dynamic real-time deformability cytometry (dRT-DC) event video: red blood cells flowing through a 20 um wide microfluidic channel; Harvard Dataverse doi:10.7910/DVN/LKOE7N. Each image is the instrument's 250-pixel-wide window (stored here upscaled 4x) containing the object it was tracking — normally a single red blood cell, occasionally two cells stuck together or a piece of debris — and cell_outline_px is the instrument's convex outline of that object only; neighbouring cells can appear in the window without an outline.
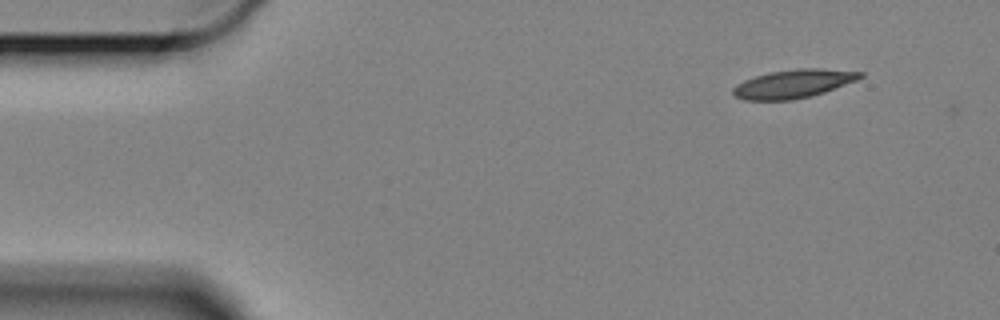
{"species": "Egyptian fruit bat (a non-hibernating species)", "species_latin": "Rousettus aegyptiacus", "temperature_condition": "cold", "stored_images_in_passage": 3, "camera_frame_rate_fps": 3000, "um_per_image_px": 0.085, "animal": {"sex": "female"}, "frame": {"image": 1, "passage_image": 1, "time_ms": 0.0, "image_size_px": [1000, 320], "cell_outline_px": [[864, 76], [856, 80], [824, 92], [812, 96], [792, 100], [744, 100], [736, 96], [732, 92], [732, 88], [736, 84], [744, 80], [768, 72], [796, 68], [820, 68], [864, 72]], "centroid_in_image_um": [67.43, 7.11], "position_along_channel_um": 17.6, "area_um2": 21.15}}